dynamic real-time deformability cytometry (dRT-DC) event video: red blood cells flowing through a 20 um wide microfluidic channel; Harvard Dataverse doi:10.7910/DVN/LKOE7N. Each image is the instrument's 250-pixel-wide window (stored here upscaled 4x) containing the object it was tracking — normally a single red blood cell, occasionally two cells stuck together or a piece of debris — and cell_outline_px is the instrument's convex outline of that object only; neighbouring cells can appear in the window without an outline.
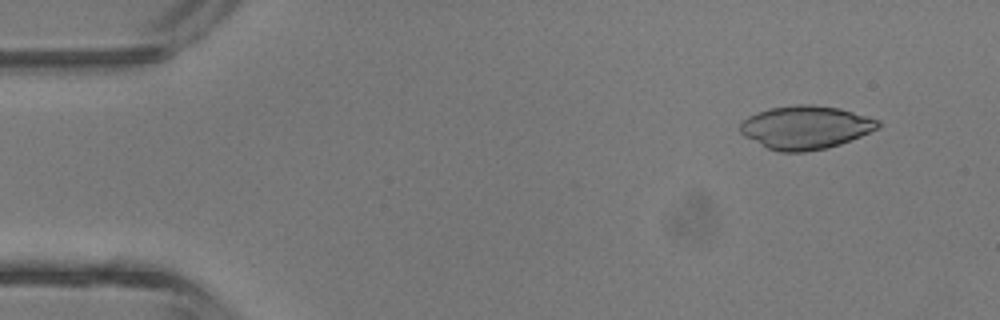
{"species": "common noctule bat (a hibernating species)", "species_latin": "Nyctalus noctula", "temperature_condition": "room temperature", "stored_images_in_passage": 5, "camera_frame_rate_fps": 3000, "um_per_image_px": 0.085, "animal": {"sex": "male", "body_mass_g": 13.3}, "frame": {"image": 1, "passage_image": 2, "time_ms": 1.0, "image_size_px": [1000, 320], "cell_outline_px": [[880, 124], [876, 128], [860, 136], [840, 144], [828, 148], [804, 152], [780, 152], [768, 148], [744, 136], [740, 132], [740, 124], [748, 116], [768, 108], [796, 104], [812, 104], [840, 108], [880, 120]], "centroid_in_image_um": [68.45, 10.82], "position_along_channel_um": 16.5, "area_um2": 34.68}}